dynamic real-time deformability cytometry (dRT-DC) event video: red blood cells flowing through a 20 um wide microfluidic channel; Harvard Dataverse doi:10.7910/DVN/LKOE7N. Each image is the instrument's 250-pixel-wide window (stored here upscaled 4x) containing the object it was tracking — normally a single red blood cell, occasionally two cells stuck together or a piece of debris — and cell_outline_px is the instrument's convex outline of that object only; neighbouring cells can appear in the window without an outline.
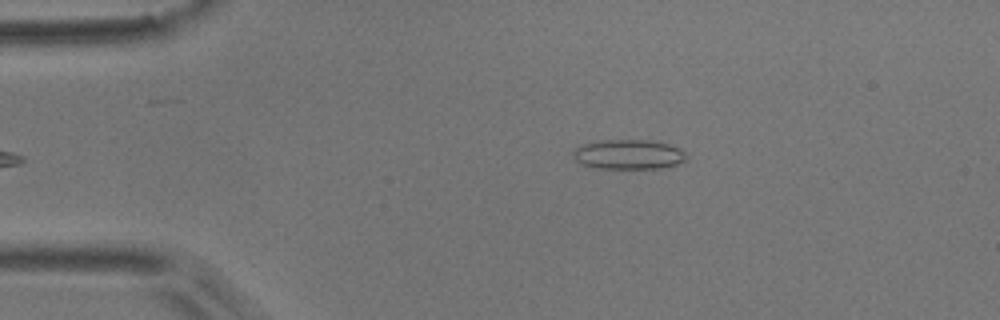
{"species": "common noctule bat (a hibernating species)", "species_latin": "Nyctalus noctula", "temperature_condition": "room temperature", "stored_images_in_passage": 4, "camera_frame_rate_fps": 3000, "um_per_image_px": 0.085, "animal": {"sex": "male", "body_mass_g": 17.9}, "frame": {"image": 1, "passage_image": 4, "time_ms": 1.0, "image_size_px": [1000, 320], "cell_outline_px": [[688, 156], [684, 160], [676, 164], [660, 168], [592, 168], [580, 164], [572, 156], [572, 152], [580, 144], [604, 140], [648, 140], [668, 144], [680, 148]], "centroid_in_image_um": [53.38, 13.12], "position_along_channel_um": 31.6, "area_um2": 19.65}}